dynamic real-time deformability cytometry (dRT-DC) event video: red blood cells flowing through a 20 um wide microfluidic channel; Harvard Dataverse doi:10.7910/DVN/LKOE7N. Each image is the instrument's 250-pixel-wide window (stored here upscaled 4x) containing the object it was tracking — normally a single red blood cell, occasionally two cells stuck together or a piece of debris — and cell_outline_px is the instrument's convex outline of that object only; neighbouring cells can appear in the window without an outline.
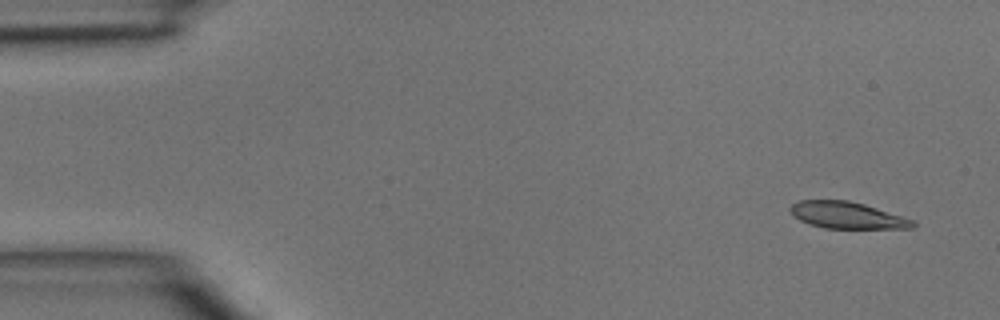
{"species": "common noctule bat (a hibernating species)", "species_latin": "Nyctalus noctula", "temperature_condition": "room temperature", "stored_images_in_passage": 5, "segment_of_instrument_passage": [2, 2], "camera_frame_rate_fps": 3000, "um_per_image_px": 0.085, "animal": {"sex": "male", "body_mass_g": 15.6}, "frame": {"image": 1, "passage_image": 5, "time_ms": 1.333, "image_size_px": [1000, 320], "cell_outline_px": [[916, 224], [912, 228], [824, 228], [808, 224], [800, 220], [788, 208], [792, 204], [800, 200], [848, 200], [864, 204], [916, 220]], "centroid_in_image_um": [72.03, 18.29], "position_along_channel_um": 13.0, "area_um2": 19.02}}